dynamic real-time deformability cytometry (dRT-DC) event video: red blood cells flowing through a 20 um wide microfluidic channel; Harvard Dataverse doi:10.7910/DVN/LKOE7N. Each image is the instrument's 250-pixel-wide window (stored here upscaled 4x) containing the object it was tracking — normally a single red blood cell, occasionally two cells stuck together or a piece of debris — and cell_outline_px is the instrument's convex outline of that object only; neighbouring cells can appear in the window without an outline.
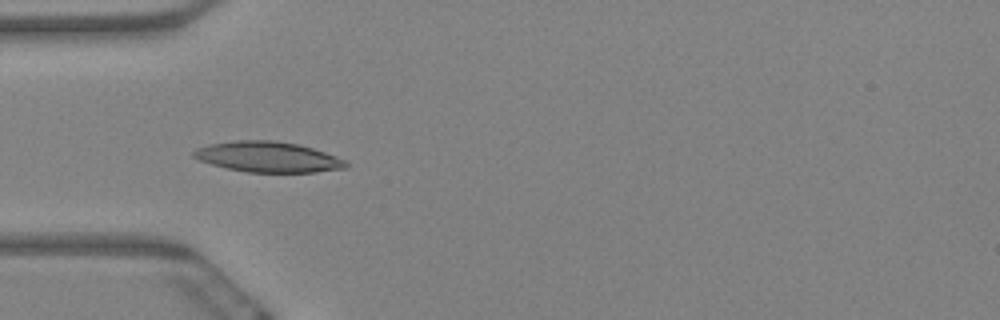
{"species": "Egyptian fruit bat (a non-hibernating species)", "species_latin": "Rousettus aegyptiacus", "temperature_condition": "warm", "stored_images_in_passage": 5, "camera_frame_rate_fps": 3000, "um_per_image_px": 0.085, "animal": {"sex": "female"}, "frame": {"image": 1, "passage_image": 5, "time_ms": 1.333, "image_size_px": [1000, 320], "cell_outline_px": [[348, 168], [316, 172], [248, 172], [228, 168], [212, 164], [200, 160], [192, 156], [192, 152], [196, 148], [208, 144], [236, 140], [272, 140], [300, 144], [336, 156], [344, 160], [348, 164]], "centroid_in_image_um": [22.78, 13.33], "position_along_channel_um": 62.2, "area_um2": 27.05}}